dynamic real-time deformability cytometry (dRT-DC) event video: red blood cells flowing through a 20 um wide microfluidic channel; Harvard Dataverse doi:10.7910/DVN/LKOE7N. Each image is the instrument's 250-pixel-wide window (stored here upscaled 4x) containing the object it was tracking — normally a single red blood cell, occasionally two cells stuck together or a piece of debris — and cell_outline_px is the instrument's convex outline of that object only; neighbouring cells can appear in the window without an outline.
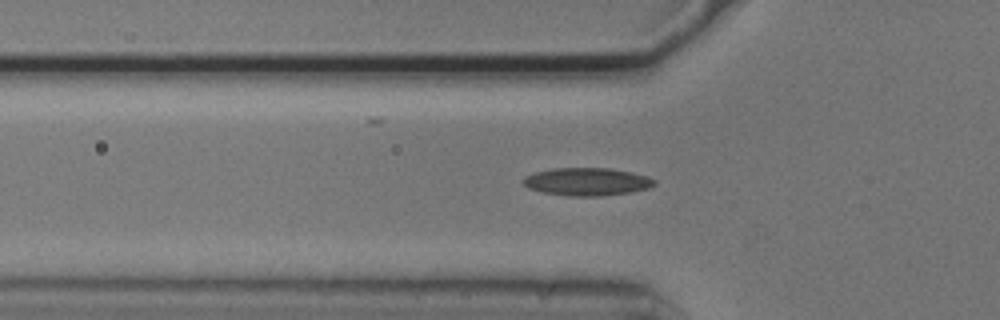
{"species": "common noctule bat (a hibernating species)", "species_latin": "Nyctalus noctula", "temperature_condition": "cold", "stored_images_in_passage": 5, "camera_frame_rate_fps": 3000, "um_per_image_px": 0.085, "animal": {"sex": "male", "body_mass_g": 20.5, "forearm_length_mm": 52.5}, "frame": {"image": 1, "passage_image": 5, "time_ms": 1.333, "image_size_px": [1000, 320], "cell_outline_px": [[656, 184], [648, 188], [632, 192], [600, 196], [568, 196], [544, 192], [528, 188], [520, 180], [524, 176], [536, 172], [552, 168], [612, 168], [632, 172], [648, 176], [656, 180]], "centroid_in_image_um": [49.9, 15.44], "position_along_channel_um": 75.9, "area_um2": 21.44}}